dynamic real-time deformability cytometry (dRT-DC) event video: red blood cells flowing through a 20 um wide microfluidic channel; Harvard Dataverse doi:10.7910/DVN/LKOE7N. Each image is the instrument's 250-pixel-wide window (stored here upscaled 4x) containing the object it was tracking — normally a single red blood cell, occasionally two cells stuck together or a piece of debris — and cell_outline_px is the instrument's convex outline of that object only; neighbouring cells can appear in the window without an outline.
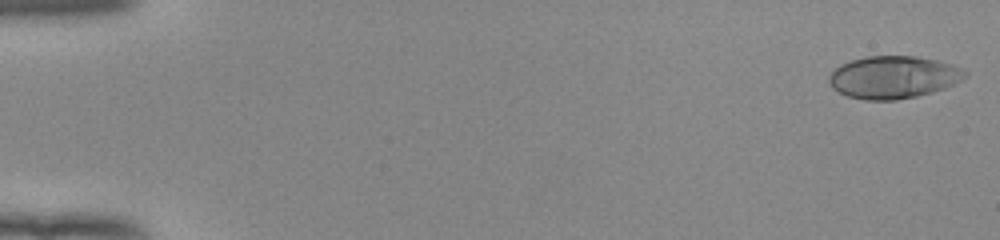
{"species": "human", "species_latin": "Homo sapiens", "temperature_condition": "room temperature", "stored_images_in_passage": 52, "camera_frame_rate_fps": 3000, "um_per_image_px": 0.085, "donor": {"sex": "female"}, "frame": {"image": 1, "passage_image": 1, "time_ms": 0.0, "image_size_px": [1000, 240], "cell_outline_px": [[968, 76], [944, 88], [932, 92], [916, 96], [896, 100], [864, 100], [848, 96], [832, 88], [828, 80], [828, 76], [840, 64], [852, 60], [868, 56], [916, 56], [936, 60], [952, 64], [964, 68], [968, 72]], "centroid_in_image_um": [75.95, 6.56], "position_along_channel_um": 9.1, "area_um2": 33.7}}
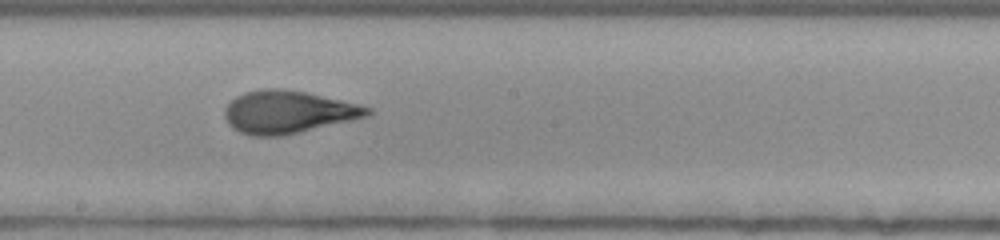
{"frame": {"image": 2, "passage_image": 30, "time_ms": 9.667, "image_size_px": [1000, 240], "cell_outline_px": [[372, 112], [368, 116], [284, 136], [252, 136], [240, 132], [232, 128], [228, 124], [224, 116], [224, 108], [236, 96], [244, 92], [264, 88], [280, 88], [304, 92], [340, 100], [372, 108]], "centroid_in_image_um": [24.43, 9.53], "position_along_channel_um": 223.8, "area_um2": 35.37}}
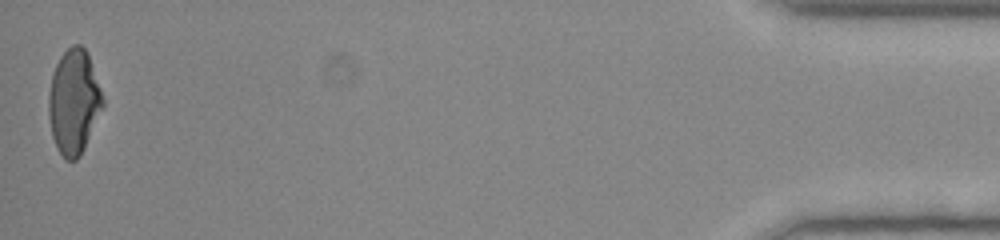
{"frame": {"image": 3, "passage_image": 52, "time_ms": 17.0, "image_size_px": [1000, 240], "cell_outline_px": [[104, 108], [80, 156], [76, 160], [64, 160], [52, 136], [48, 116], [48, 96], [52, 76], [56, 64], [60, 56], [72, 44], [80, 44], [88, 52], [104, 96]], "centroid_in_image_um": [6.3, 8.64], "position_along_channel_um": 428.9, "area_um2": 33.35}, "authors_computed_cell_mechanics": {"area_um2": 33.8708, "velocity_mm_per_s": 3.9641, "shape_relaxation_time_tau1_ms": 4.917, "shape_relaxation_time_tau2_ms": 0.9267, "deformation_change_tau1": 0.1991, "deformation_change_tau2": 0.077}}